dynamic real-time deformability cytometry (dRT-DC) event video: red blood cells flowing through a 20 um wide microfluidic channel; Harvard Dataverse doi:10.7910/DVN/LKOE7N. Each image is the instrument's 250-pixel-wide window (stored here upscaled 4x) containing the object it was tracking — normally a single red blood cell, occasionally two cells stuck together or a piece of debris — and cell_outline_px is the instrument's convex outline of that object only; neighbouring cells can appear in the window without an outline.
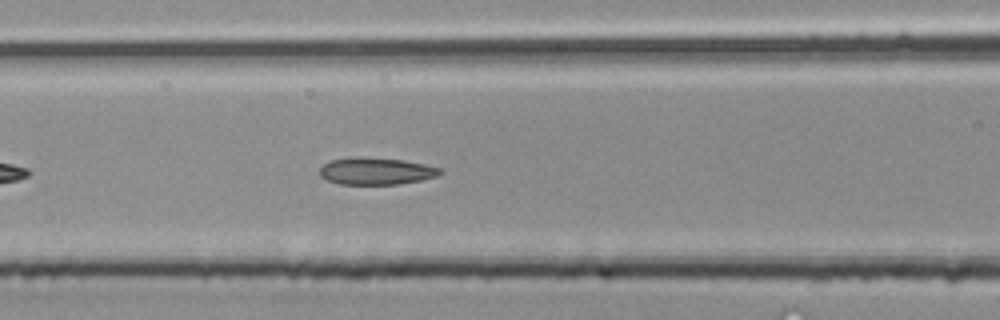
{"species": "common noctule bat (a hibernating species)", "species_latin": "Nyctalus noctula", "temperature_condition": "room temperature", "stored_images_in_passage": 27, "camera_frame_rate_fps": 3000, "um_per_image_px": 0.085, "animal": {"sex": "male", "body_mass_g": 20.4}, "frame": {"image": 1, "passage_image": 5, "time_ms": 1.333, "image_size_px": [1000, 320], "cell_outline_px": [[444, 172], [436, 176], [420, 180], [400, 184], [340, 184], [328, 180], [320, 176], [320, 168], [324, 164], [332, 160], [404, 160], [424, 164], [440, 168]], "centroid_in_image_um": [32.03, 14.6], "position_along_channel_um": 134.6, "area_um2": 17.86}}
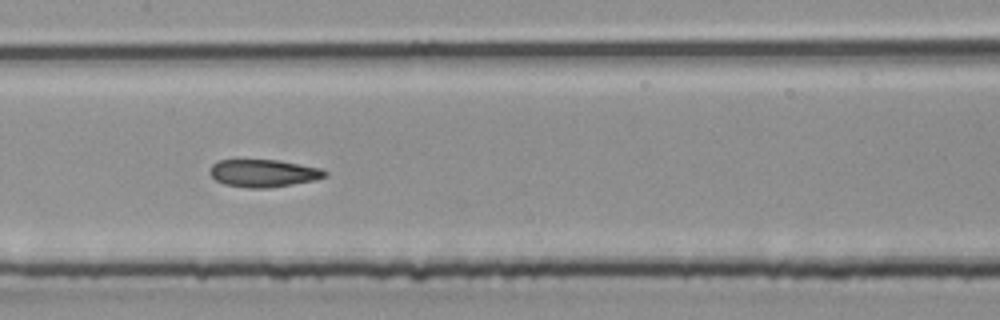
{"frame": {"image": 2, "passage_image": 8, "time_ms": 2.333, "image_size_px": [1000, 320], "cell_outline_px": [[328, 176], [316, 180], [268, 188], [248, 188], [224, 184], [216, 180], [208, 172], [212, 164], [220, 160], [276, 160], [320, 168], [328, 172]], "centroid_in_image_um": [22.4, 14.73], "position_along_channel_um": 185.0, "area_um2": 18.44}}
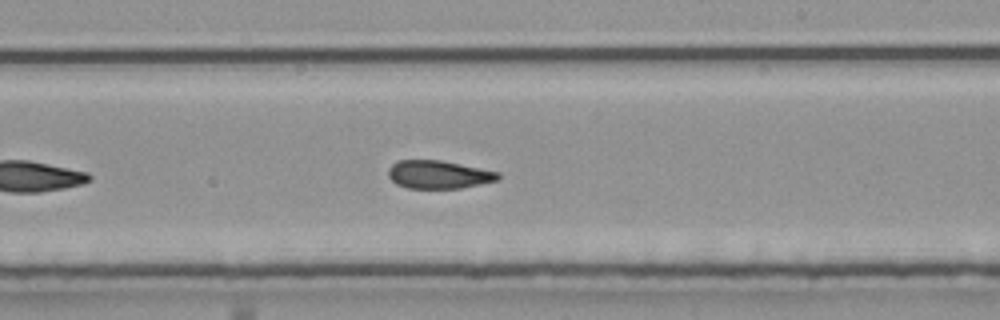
{"frame": {"image": 3, "passage_image": 12, "time_ms": 3.667, "image_size_px": [1000, 320], "cell_outline_px": [[500, 180], [460, 188], [408, 188], [396, 184], [388, 176], [388, 168], [396, 160], [440, 160], [500, 172]], "centroid_in_image_um": [37.28, 14.83], "position_along_channel_um": 251.7, "area_um2": 18.03}}